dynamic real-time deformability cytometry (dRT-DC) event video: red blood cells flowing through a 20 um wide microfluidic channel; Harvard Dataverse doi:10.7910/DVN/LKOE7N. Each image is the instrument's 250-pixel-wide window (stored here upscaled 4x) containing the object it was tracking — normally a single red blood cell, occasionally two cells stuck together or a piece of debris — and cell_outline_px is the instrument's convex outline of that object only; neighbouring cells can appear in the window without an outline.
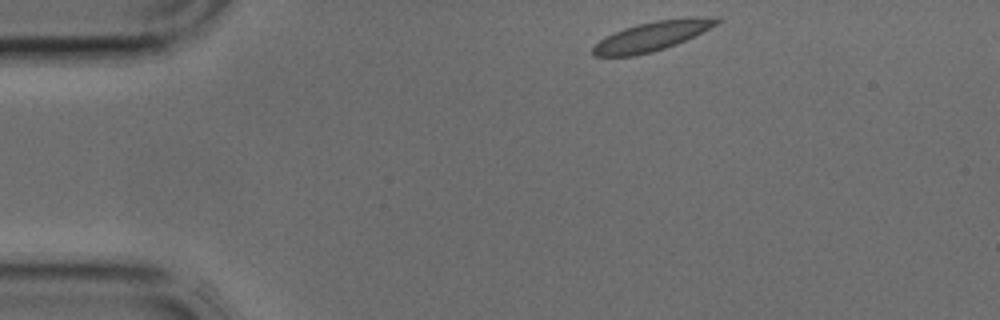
{"species": "common noctule bat (a hibernating species)", "species_latin": "Nyctalus noctula", "temperature_condition": "cold", "stored_images_in_passage": 2, "camera_frame_rate_fps": 3000, "um_per_image_px": 0.085, "animal": {"sex": "male", "body_mass_g": 17.9, "forearm_length_mm": 54.2}, "frame": {"image": 1, "passage_image": 1, "time_ms": 0.0, "image_size_px": [1000, 320], "cell_outline_px": [[724, 20], [676, 44], [652, 52], [632, 56], [592, 56], [592, 48], [600, 40], [624, 28], [636, 24], [656, 20], [692, 16], [720, 16]], "centroid_in_image_um": [55.47, 3.04], "position_along_channel_um": 29.5, "area_um2": 21.1}}